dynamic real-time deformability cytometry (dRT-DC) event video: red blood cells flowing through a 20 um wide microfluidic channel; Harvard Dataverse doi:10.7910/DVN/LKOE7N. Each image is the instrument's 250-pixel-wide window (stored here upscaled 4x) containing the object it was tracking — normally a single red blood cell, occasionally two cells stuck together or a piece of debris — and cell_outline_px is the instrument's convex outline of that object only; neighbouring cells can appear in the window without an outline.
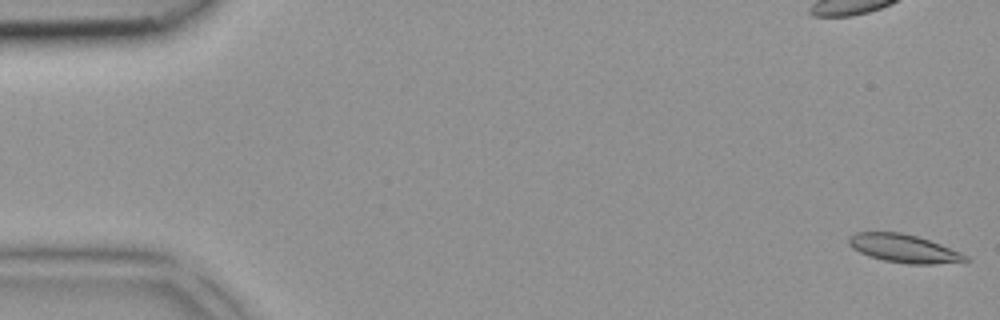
{"species": "common noctule bat (a hibernating species)", "species_latin": "Nyctalus noctula", "temperature_condition": "room temperature", "stored_images_in_passage": 43, "camera_frame_rate_fps": 3000, "um_per_image_px": 0.085, "animal": {"sex": "female", "body_mass_g": 18.4}, "frame": {"image": 1, "passage_image": 1, "time_ms": 0.0, "image_size_px": [1000, 320], "cell_outline_px": [[972, 260], [932, 264], [908, 264], [884, 260], [868, 256], [852, 248], [848, 244], [848, 236], [856, 232], [900, 232], [916, 236], [940, 244], [960, 252], [968, 256]], "centroid_in_image_um": [76.79, 21.12], "position_along_channel_um": 8.2, "area_um2": 19.07}}
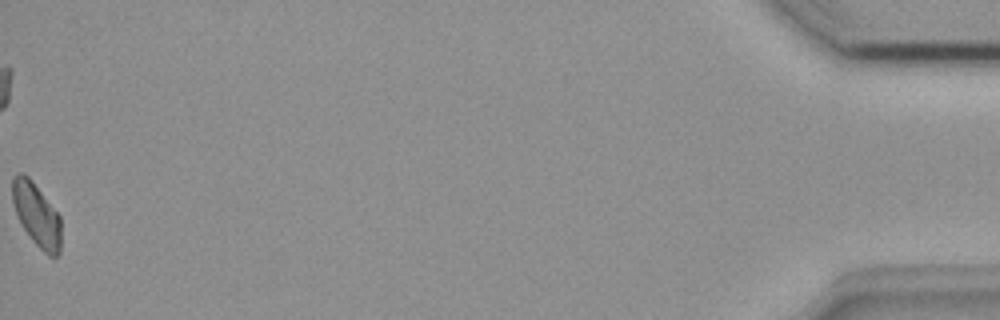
{"frame": {"image": 2, "passage_image": 43, "time_ms": 14.0, "image_size_px": [1000, 320], "cell_outline_px": [[60, 252], [56, 256], [48, 256], [32, 240], [20, 224], [12, 200], [12, 176], [16, 172], [24, 172], [32, 180], [60, 216]], "centroid_in_image_um": [3.08, 18.22], "position_along_channel_um": 432.1, "area_um2": 17.98}}